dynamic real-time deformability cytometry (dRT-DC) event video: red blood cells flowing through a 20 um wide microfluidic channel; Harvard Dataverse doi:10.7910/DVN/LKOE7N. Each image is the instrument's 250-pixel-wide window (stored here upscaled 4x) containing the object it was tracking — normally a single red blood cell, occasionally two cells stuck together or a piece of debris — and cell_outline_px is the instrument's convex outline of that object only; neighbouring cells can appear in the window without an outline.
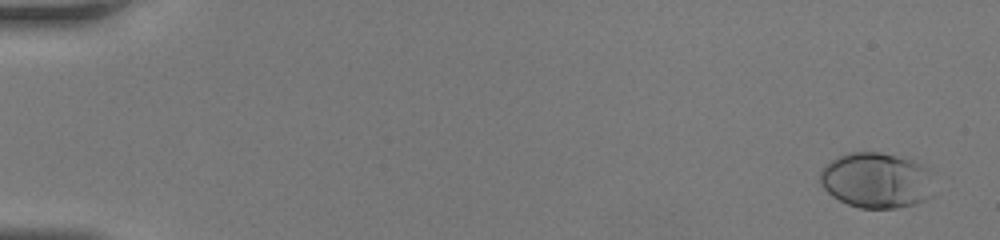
{"species": "human", "species_latin": "Homo sapiens", "temperature_condition": "room temperature", "stored_images_in_passage": 47, "camera_frame_rate_fps": 3000, "um_per_image_px": 0.085, "donor": {"sex": "female"}, "frame": {"image": 1, "passage_image": 3, "time_ms": 0.667, "image_size_px": [1000, 240], "cell_outline_px": [[932, 172], [924, 200], [916, 204], [896, 208], [860, 208], [848, 204], [832, 196], [820, 184], [820, 172], [836, 156], [848, 152], [880, 152], [912, 160], [932, 168]], "centroid_in_image_um": [74.45, 15.31], "position_along_channel_um": 10.6, "area_um2": 36.53}}
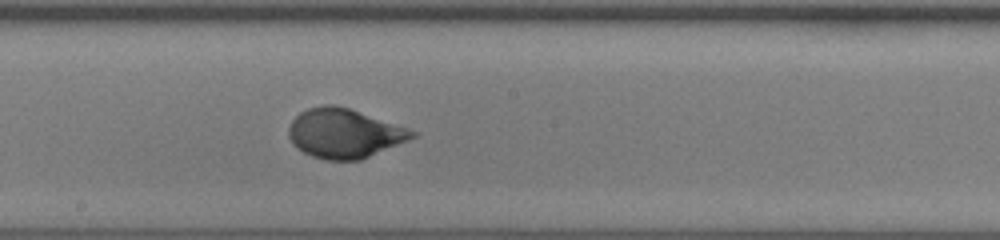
{"frame": {"image": 2, "passage_image": 28, "time_ms": 9.0, "image_size_px": [1000, 240], "cell_outline_px": [[420, 132], [416, 136], [408, 140], [360, 160], [324, 160], [312, 156], [296, 148], [292, 144], [288, 136], [288, 128], [292, 120], [300, 112], [308, 108], [324, 104], [332, 104], [348, 108]], "centroid_in_image_um": [29.24, 11.34], "position_along_channel_um": 219.0, "area_um2": 35.43}}
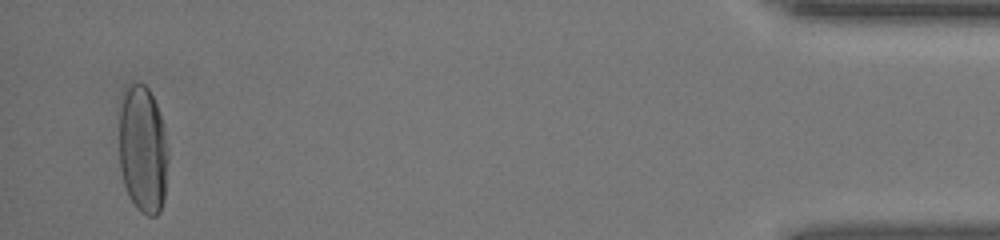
{"frame": {"image": 3, "passage_image": 46, "time_ms": 15.0, "image_size_px": [1000, 240], "cell_outline_px": [[168, 160], [164, 200], [160, 212], [156, 216], [148, 216], [140, 212], [136, 208], [128, 196], [124, 184], [120, 168], [120, 108], [124, 88], [128, 84], [144, 84], [148, 88], [156, 104], [164, 124], [168, 148]], "centroid_in_image_um": [12.16, 12.73], "position_along_channel_um": 423.0, "area_um2": 36.93}}